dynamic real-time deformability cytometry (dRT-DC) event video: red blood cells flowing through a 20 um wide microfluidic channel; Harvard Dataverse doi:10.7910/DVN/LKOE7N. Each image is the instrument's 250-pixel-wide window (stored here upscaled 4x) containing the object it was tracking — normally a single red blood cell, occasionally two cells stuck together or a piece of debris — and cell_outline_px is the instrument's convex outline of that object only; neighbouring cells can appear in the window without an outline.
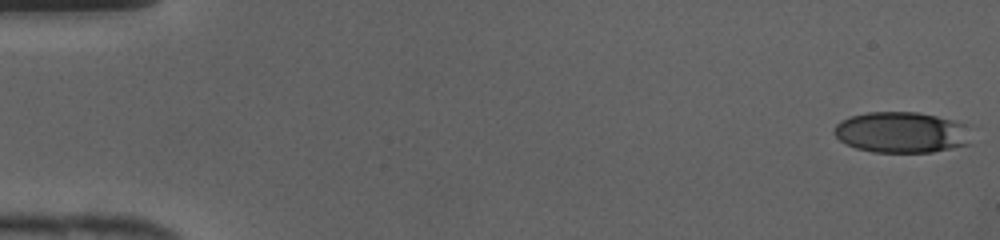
{"species": "human", "species_latin": "Homo sapiens", "temperature_condition": "cold", "stored_images_in_passage": 42, "camera_frame_rate_fps": 3000, "um_per_image_px": 0.085, "donor": {"sex": "female"}, "frame": {"image": 1, "passage_image": 1, "time_ms": 0.0, "image_size_px": [1000, 240], "cell_outline_px": [[972, 144], [932, 152], [872, 152], [856, 148], [840, 140], [832, 132], [836, 124], [840, 120], [852, 116], [868, 112], [920, 112], [952, 120], [964, 124]], "centroid_in_image_um": [76.61, 11.25], "position_along_channel_um": 8.4, "area_um2": 32.66}}
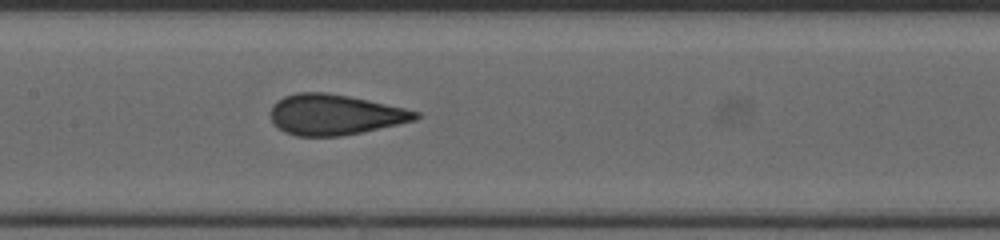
{"frame": {"image": 2, "passage_image": 21, "time_ms": 6.667, "image_size_px": [1000, 240], "cell_outline_px": [[420, 116], [416, 120], [360, 132], [340, 136], [296, 136], [284, 132], [272, 120], [268, 112], [272, 104], [276, 100], [284, 96], [296, 92], [328, 92], [368, 100], [404, 108], [420, 112]], "centroid_in_image_um": [28.4, 9.73], "position_along_channel_um": 179.0, "area_um2": 34.22}}
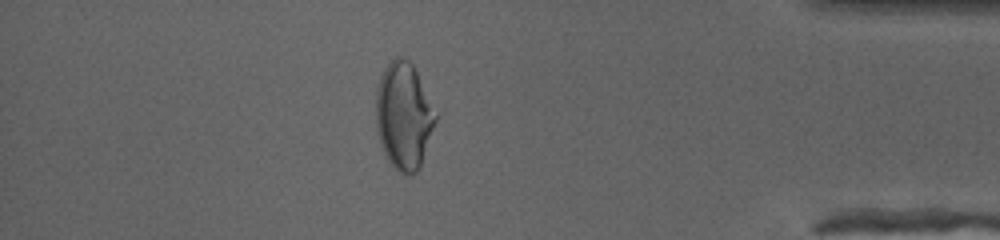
{"frame": {"image": 3, "passage_image": 37, "time_ms": 12.0, "image_size_px": [1000, 240], "cell_outline_px": [[436, 120], [420, 164], [416, 172], [400, 172], [384, 156], [380, 144], [376, 128], [376, 88], [380, 76], [384, 68], [396, 56], [404, 56], [412, 64], [416, 72], [436, 116]], "centroid_in_image_um": [34.26, 9.81], "position_along_channel_um": 400.9, "area_um2": 36.3}}